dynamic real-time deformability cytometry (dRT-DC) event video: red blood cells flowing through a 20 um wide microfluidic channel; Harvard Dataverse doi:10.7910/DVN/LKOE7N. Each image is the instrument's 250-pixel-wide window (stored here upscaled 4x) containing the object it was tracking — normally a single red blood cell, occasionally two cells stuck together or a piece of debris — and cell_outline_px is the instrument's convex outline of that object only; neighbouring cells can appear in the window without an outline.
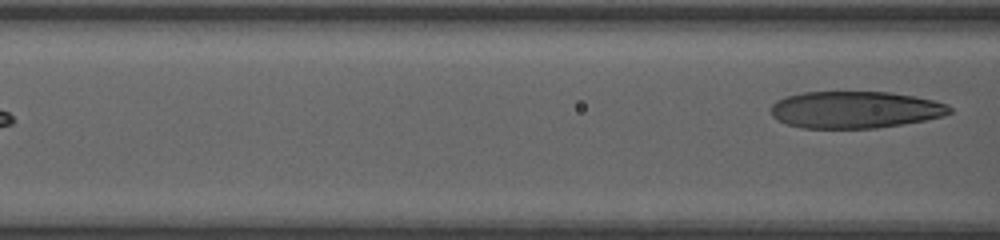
{"species": "human", "species_latin": "Homo sapiens", "temperature_condition": "room temperature", "stored_images_in_passage": 10, "segment_of_instrument_passage": [2, 2], "camera_frame_rate_fps": 3000, "um_per_image_px": 0.085, "donor": {"sex": "female"}, "frame": {"image": 1, "passage_image": 10, "time_ms": 8.333, "image_size_px": [1000, 240], "cell_outline_px": [[952, 112], [940, 116], [924, 120], [876, 128], [800, 128], [788, 124], [772, 116], [772, 104], [776, 100], [788, 96], [804, 92], [888, 92], [912, 96], [932, 100], [948, 104], [952, 108]], "centroid_in_image_um": [72.67, 9.32], "position_along_channel_um": 93.9, "area_um2": 38.15}}